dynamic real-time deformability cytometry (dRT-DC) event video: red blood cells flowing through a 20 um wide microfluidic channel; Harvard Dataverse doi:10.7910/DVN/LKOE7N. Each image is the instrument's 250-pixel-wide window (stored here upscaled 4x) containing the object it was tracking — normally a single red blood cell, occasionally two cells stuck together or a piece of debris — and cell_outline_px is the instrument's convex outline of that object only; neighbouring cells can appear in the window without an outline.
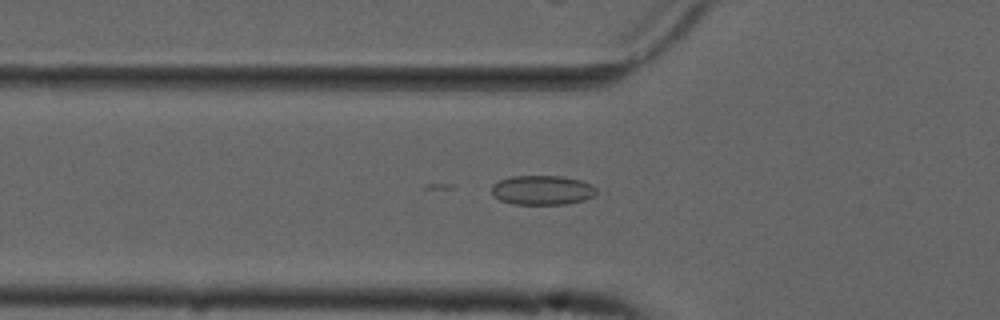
{"species": "common noctule bat (a hibernating species)", "species_latin": "Nyctalus noctula", "temperature_condition": "cold", "stored_images_in_passage": 45, "camera_frame_rate_fps": 3000, "um_per_image_px": 0.085, "animal": {"sex": "male", "forearm_length_mm": 52.5}, "frame": {"image": 1, "passage_image": 9, "time_ms": 2.667, "image_size_px": [1000, 320], "cell_outline_px": [[596, 192], [592, 196], [584, 200], [564, 204], [512, 204], [500, 200], [492, 192], [492, 184], [500, 180], [512, 176], [560, 176], [580, 180], [592, 184], [596, 188]], "centroid_in_image_um": [46.09, 16.16], "position_along_channel_um": 79.7, "area_um2": 17.86}}
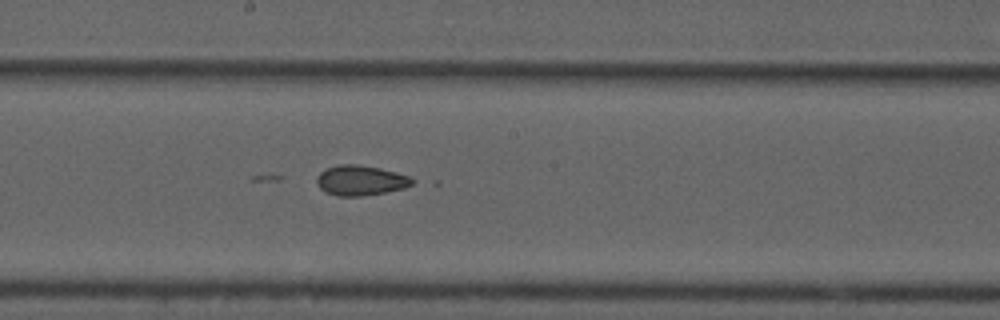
{"frame": {"image": 2, "passage_image": 20, "time_ms": 6.333, "image_size_px": [1000, 320], "cell_outline_px": [[416, 180], [412, 184], [404, 188], [384, 192], [360, 196], [336, 196], [320, 188], [316, 180], [320, 172], [328, 168], [340, 164], [356, 164], [380, 168], [396, 172], [408, 176]], "centroid_in_image_um": [30.66, 15.33], "position_along_channel_um": 217.5, "area_um2": 16.53}}
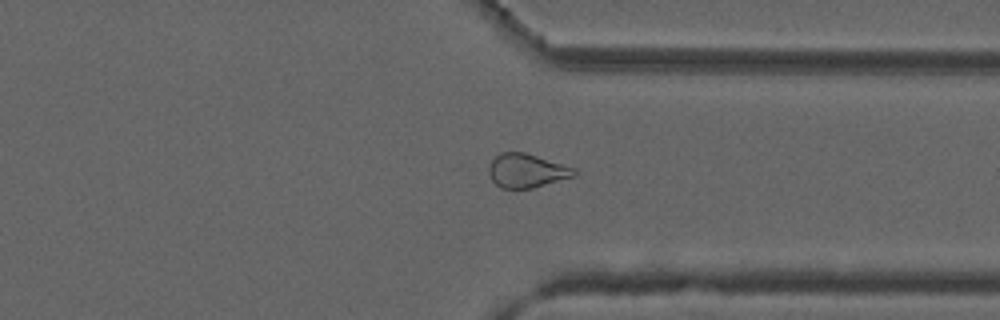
{"frame": {"image": 3, "passage_image": 32, "time_ms": 10.333, "image_size_px": [1000, 320], "cell_outline_px": [[576, 176], [532, 188], [500, 188], [492, 180], [488, 172], [488, 168], [492, 160], [500, 152], [524, 152], [576, 168]], "centroid_in_image_um": [44.77, 14.51], "position_along_channel_um": 366.6, "area_um2": 16.82}}